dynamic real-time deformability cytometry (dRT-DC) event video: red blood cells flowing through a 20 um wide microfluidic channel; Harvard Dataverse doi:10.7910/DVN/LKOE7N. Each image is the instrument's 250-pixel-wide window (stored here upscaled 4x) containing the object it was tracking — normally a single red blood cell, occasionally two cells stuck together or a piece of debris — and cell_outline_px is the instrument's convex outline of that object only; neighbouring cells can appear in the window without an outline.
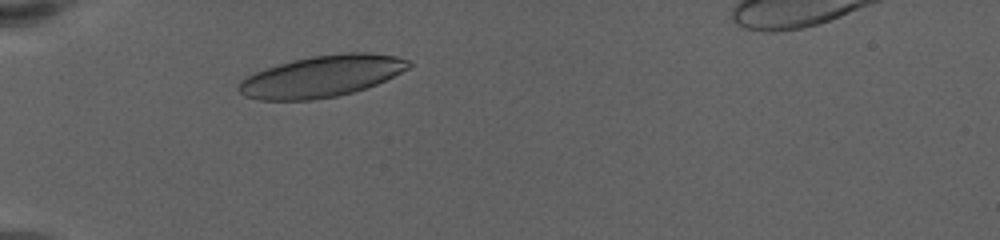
{"species": "human", "species_latin": "Homo sapiens", "temperature_condition": "warm", "stored_images_in_passage": 42, "camera_frame_rate_fps": 3000, "um_per_image_px": 0.085, "donor": {"sex": "female"}, "frame": {"image": 1, "passage_image": 8, "time_ms": 2.333, "image_size_px": [1000, 240], "cell_outline_px": [[412, 64], [408, 68], [376, 84], [352, 92], [336, 96], [312, 100], [260, 100], [244, 96], [236, 88], [240, 80], [256, 72], [276, 64], [292, 60], [312, 56], [344, 52], [368, 52], [396, 56], [412, 60]], "centroid_in_image_um": [27.33, 6.47], "position_along_channel_um": 57.7, "area_um2": 41.1}}
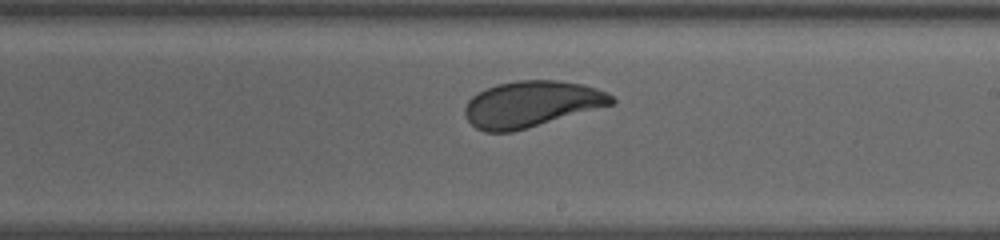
{"frame": {"image": 2, "passage_image": 26, "time_ms": 8.333, "image_size_px": [1000, 240], "cell_outline_px": [[616, 100], [612, 104], [512, 132], [484, 132], [476, 128], [468, 120], [464, 112], [464, 108], [468, 100], [472, 96], [496, 84], [516, 80], [560, 80], [584, 84], [608, 92]], "centroid_in_image_um": [45.16, 8.83], "position_along_channel_um": 243.8, "area_um2": 39.19}}
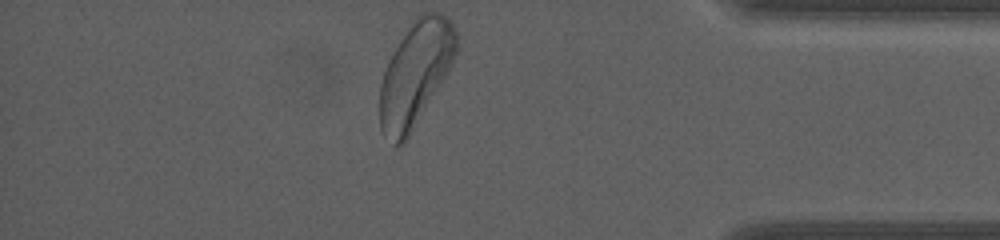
{"frame": {"image": 3, "passage_image": 42, "time_ms": 13.667, "image_size_px": [1000, 240], "cell_outline_px": [[456, 52], [440, 84], [404, 144], [400, 148], [396, 148], [380, 128], [380, 84], [388, 60], [392, 52], [412, 20], [420, 12], [440, 12], [452, 24], [456, 32]], "centroid_in_image_um": [35.27, 6.27], "position_along_channel_um": 399.9, "area_um2": 45.95}, "authors_computed_cell_mechanics": {"area_um2": 39.5063, "velocity_mm_per_s": 3.3795, "shape_relaxation_time_tau1_ms": 4.1748, "shape_relaxation_time_tau2_ms": 1.3848, "deformation_change_tau1": 0.1537, "deformation_change_tau2": 0.0794}}